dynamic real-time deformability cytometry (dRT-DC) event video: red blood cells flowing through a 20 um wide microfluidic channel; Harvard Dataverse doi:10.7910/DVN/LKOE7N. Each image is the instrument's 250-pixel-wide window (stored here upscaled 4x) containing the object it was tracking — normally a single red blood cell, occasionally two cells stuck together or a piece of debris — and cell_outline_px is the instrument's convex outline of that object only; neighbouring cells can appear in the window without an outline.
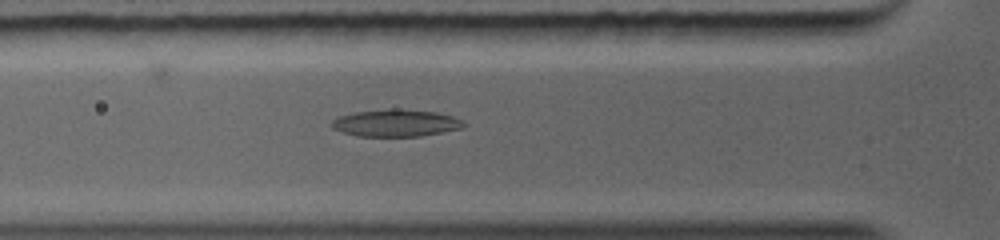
{"species": "common noctule bat (a hibernating species)", "species_latin": "Nyctalus noctula", "temperature_condition": "warm", "stored_images_in_passage": 19, "camera_frame_rate_fps": 5000, "um_per_image_px": 0.085, "animal": {"sex": "female", "body_mass_g": 19.0, "forearm_length_mm": 56.7}, "frame": {"image": 1, "passage_image": 3, "time_ms": 0.8, "image_size_px": [1000, 240], "cell_outline_px": [[464, 124], [456, 128], [440, 132], [416, 136], [364, 136], [348, 132], [336, 128], [332, 124], [336, 120], [344, 116], [356, 112], [392, 108], [396, 108], [432, 112], [448, 116]], "centroid_in_image_um": [33.62, 10.44], "position_along_channel_um": 92.2, "area_um2": 19.42}}
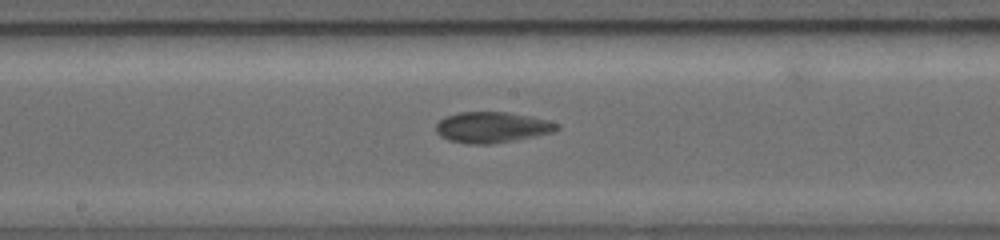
{"frame": {"image": 2, "passage_image": 9, "time_ms": 3.2, "image_size_px": [1000, 240], "cell_outline_px": [[556, 128], [540, 132], [504, 140], [484, 144], [480, 144], [452, 140], [444, 136], [440, 132], [440, 124], [448, 116], [460, 112], [504, 112], [552, 124]], "centroid_in_image_um": [41.61, 10.79], "position_along_channel_um": 206.6, "area_um2": 18.67}}
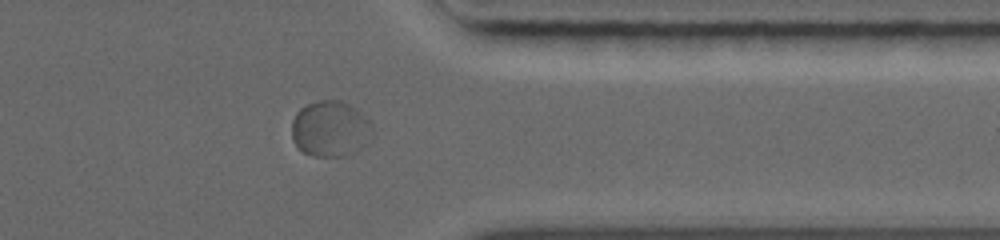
{"frame": {"image": 3, "passage_image": 19, "time_ms": 7.0, "image_size_px": [1000, 240], "cell_outline_px": [[352, 108], [332, 156], [316, 156], [304, 152], [296, 144], [292, 136], [292, 120], [296, 112], [300, 108], [308, 104], [320, 100], [340, 100], [348, 104]], "centroid_in_image_um": [27.21, 10.74], "position_along_channel_um": 384.2, "area_um2": 18.15}}